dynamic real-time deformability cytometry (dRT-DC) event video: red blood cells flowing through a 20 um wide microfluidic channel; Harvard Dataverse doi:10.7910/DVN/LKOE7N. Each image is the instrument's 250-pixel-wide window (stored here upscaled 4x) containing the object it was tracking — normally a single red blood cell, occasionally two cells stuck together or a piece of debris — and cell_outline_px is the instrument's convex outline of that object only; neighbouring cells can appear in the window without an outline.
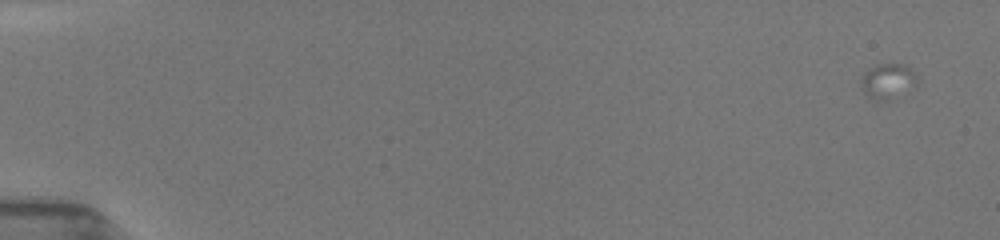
{"species": "common noctule bat (a hibernating species)", "species_latin": "Nyctalus noctula", "temperature_condition": "room temperature", "stored_images_in_passage": 21, "camera_frame_rate_fps": 3000, "um_per_image_px": 0.085, "animal": {"sex": "female", "body_mass_g": 19.5, "forearm_length_mm": 54.1}, "frame": {"image": 1, "passage_image": 1, "time_ms": 0.0, "image_size_px": [1000, 240], "cell_outline_px": [[920, 76], [916, 84], [888, 100], [872, 100], [860, 88], [860, 80], [864, 72], [868, 68], [876, 64], [904, 64], [912, 68]], "centroid_in_image_um": [75.45, 6.86], "position_along_channel_um": 9.6, "area_um2": 11.68}}